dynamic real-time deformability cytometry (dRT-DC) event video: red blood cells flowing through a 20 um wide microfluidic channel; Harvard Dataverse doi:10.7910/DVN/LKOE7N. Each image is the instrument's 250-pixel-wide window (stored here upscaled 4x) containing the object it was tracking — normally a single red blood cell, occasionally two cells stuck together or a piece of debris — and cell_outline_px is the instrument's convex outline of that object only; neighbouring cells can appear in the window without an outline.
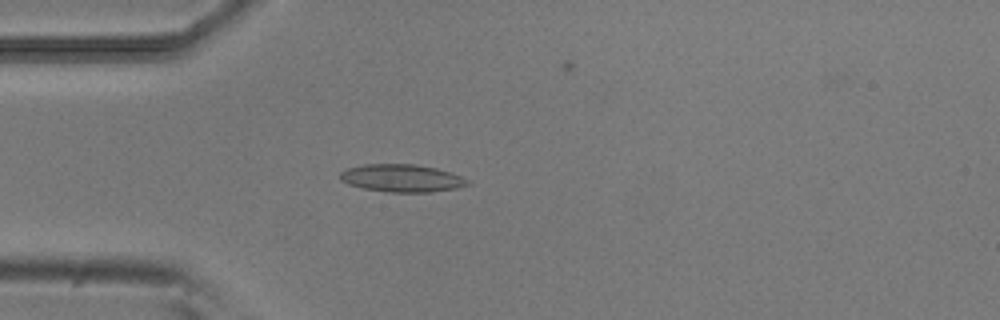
{"species": "common noctule bat (a hibernating species)", "species_latin": "Nyctalus noctula", "temperature_condition": "room temperature", "stored_images_in_passage": 36, "camera_frame_rate_fps": 3000, "um_per_image_px": 0.085, "animal": {"sex": "male", "body_mass_g": 20.5, "forearm_length_mm": 52.5}, "frame": {"image": 1, "passage_image": 4, "time_ms": 1.0, "image_size_px": [1000, 320], "cell_outline_px": [[472, 184], [456, 188], [432, 192], [388, 192], [364, 188], [348, 184], [340, 180], [340, 172], [348, 168], [364, 164], [416, 164], [436, 168], [460, 176], [468, 180]], "centroid_in_image_um": [34.15, 15.14], "position_along_channel_um": 50.9, "area_um2": 20.46}}
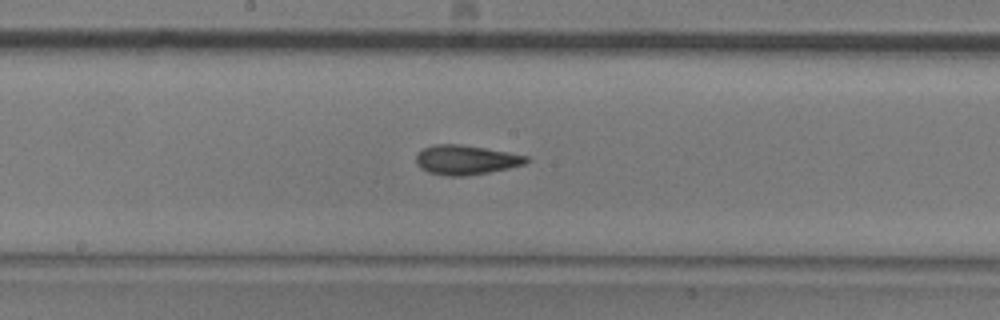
{"frame": {"image": 2, "passage_image": 17, "time_ms": 5.333, "image_size_px": [1000, 320], "cell_outline_px": [[528, 160], [524, 164], [508, 168], [488, 172], [464, 176], [448, 176], [428, 172], [420, 168], [416, 164], [416, 156], [424, 148], [436, 144], [460, 144], [508, 152], [528, 156]], "centroid_in_image_um": [39.58, 13.59], "position_along_channel_um": 208.6, "area_um2": 18.73}}
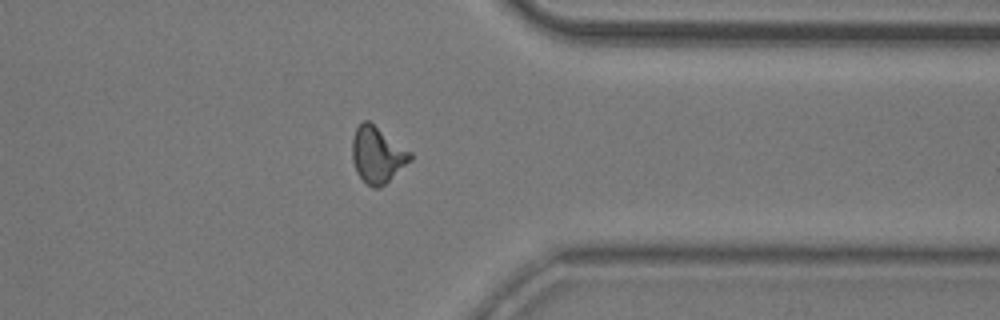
{"frame": {"image": 3, "passage_image": 31, "time_ms": 10.0, "image_size_px": [1000, 320], "cell_outline_px": [[412, 160], [380, 188], [372, 188], [356, 172], [352, 160], [352, 136], [356, 128], [364, 120], [368, 120], [412, 152]], "centroid_in_image_um": [32.08, 13.16], "position_along_channel_um": 379.3, "area_um2": 19.02}}